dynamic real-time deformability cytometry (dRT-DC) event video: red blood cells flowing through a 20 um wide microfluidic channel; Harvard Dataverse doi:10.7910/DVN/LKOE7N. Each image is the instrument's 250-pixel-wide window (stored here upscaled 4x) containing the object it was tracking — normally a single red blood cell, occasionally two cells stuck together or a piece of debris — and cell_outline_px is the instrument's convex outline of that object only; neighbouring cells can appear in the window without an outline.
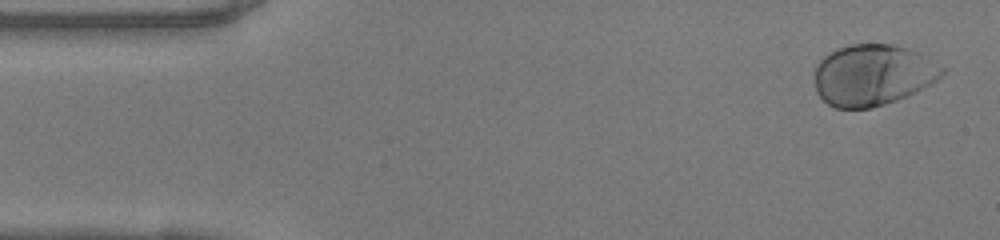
{"species": "human", "species_latin": "Homo sapiens", "temperature_condition": "warm", "stored_images_in_passage": 48, "camera_frame_rate_fps": 3000, "um_per_image_px": 0.085, "donor": {"sex": "female"}, "frame": {"image": 1, "passage_image": 2, "time_ms": 0.333, "image_size_px": [1000, 240], "cell_outline_px": [[944, 72], [936, 80], [916, 92], [896, 100], [884, 104], [868, 108], [836, 108], [828, 104], [816, 92], [816, 64], [828, 52], [836, 48], [852, 44], [892, 44], [908, 48], [920, 52], [944, 68]], "centroid_in_image_um": [74.18, 6.36], "position_along_channel_um": 10.8, "area_um2": 45.37}}
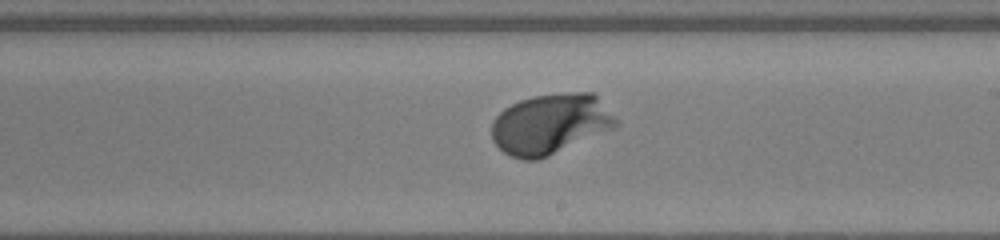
{"frame": {"image": 2, "passage_image": 27, "time_ms": 8.667, "image_size_px": [1000, 240], "cell_outline_px": [[620, 124], [612, 128], [548, 156], [536, 160], [520, 160], [504, 152], [492, 140], [492, 120], [504, 108], [520, 100], [532, 96], [572, 92], [592, 92], [620, 120]], "centroid_in_image_um": [46.77, 10.53], "position_along_channel_um": 242.2, "area_um2": 43.52}}
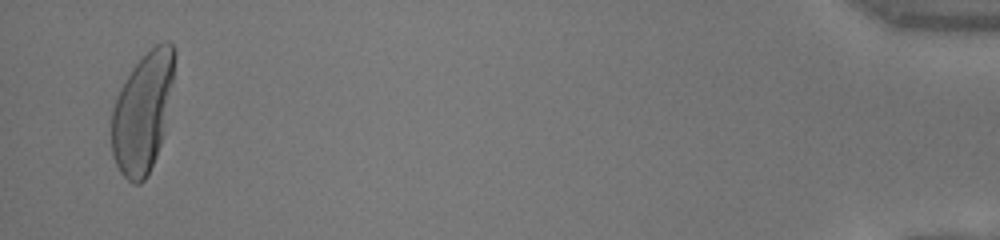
{"frame": {"image": 3, "passage_image": 47, "time_ms": 15.333, "image_size_px": [1000, 240], "cell_outline_px": [[176, 52], [172, 80], [164, 132], [156, 156], [148, 176], [140, 184], [132, 184], [120, 172], [112, 156], [112, 108], [120, 88], [132, 68], [156, 44], [164, 40], [168, 40], [172, 44]], "centroid_in_image_um": [12.12, 9.57], "position_along_channel_um": 423.1, "area_um2": 43.58}, "authors_computed_cell_mechanics": {"area_um2": 42.6853, "velocity_mm_per_s": 4.1092, "shape_relaxation_time_tau1_ms": 1.6183, "shape_relaxation_time_tau2_ms": null, "deformation_change_tau1": 0.1482, "deformation_change_tau2": null}}